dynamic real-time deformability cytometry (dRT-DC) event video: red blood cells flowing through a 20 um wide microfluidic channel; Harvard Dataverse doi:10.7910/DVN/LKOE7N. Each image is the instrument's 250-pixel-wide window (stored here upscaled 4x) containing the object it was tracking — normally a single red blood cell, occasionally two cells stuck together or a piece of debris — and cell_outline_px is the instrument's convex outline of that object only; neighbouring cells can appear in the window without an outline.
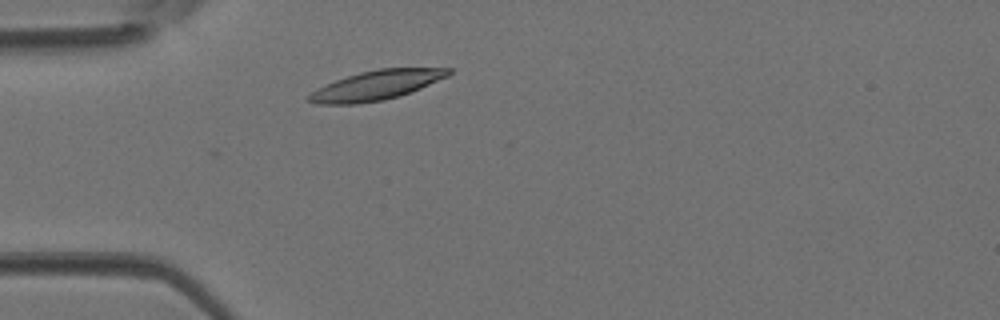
{"species": "Egyptian fruit bat (a non-hibernating species)", "species_latin": "Rousettus aegyptiacus", "temperature_condition": "room temperature", "stored_images_in_passage": 3, "camera_frame_rate_fps": 3000, "um_per_image_px": 0.085, "animal": {"sex": "female"}, "frame": {"image": 1, "passage_image": 3, "time_ms": 0.667, "image_size_px": [1000, 320], "cell_outline_px": [[452, 72], [448, 76], [420, 88], [400, 96], [384, 100], [356, 104], [316, 104], [308, 100], [304, 96], [336, 80], [360, 72], [380, 68], [452, 68]], "centroid_in_image_um": [32.0, 7.25], "position_along_channel_um": 53.0, "area_um2": 23.76}}